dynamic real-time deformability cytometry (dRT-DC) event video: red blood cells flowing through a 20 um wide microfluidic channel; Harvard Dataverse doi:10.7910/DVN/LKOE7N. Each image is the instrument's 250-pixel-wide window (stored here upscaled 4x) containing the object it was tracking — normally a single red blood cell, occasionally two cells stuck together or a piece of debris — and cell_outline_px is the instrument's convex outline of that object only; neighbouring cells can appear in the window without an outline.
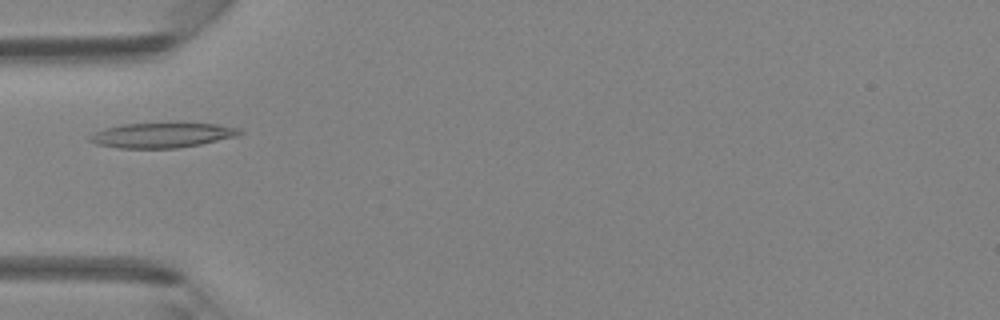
{"species": "Egyptian fruit bat (a non-hibernating species)", "species_latin": "Rousettus aegyptiacus", "temperature_condition": "room temperature", "stored_images_in_passage": 3, "camera_frame_rate_fps": 3000, "um_per_image_px": 0.085, "animal": {"sex": "female"}, "frame": {"image": 1, "passage_image": 3, "time_ms": 2.333, "image_size_px": [1000, 320], "cell_outline_px": [[244, 132], [236, 136], [200, 144], [176, 148], [120, 148], [96, 144], [88, 140], [88, 136], [104, 128], [120, 124], [176, 120], [216, 124], [240, 128]], "centroid_in_image_um": [13.79, 11.43], "position_along_channel_um": 71.2, "area_um2": 22.83}}